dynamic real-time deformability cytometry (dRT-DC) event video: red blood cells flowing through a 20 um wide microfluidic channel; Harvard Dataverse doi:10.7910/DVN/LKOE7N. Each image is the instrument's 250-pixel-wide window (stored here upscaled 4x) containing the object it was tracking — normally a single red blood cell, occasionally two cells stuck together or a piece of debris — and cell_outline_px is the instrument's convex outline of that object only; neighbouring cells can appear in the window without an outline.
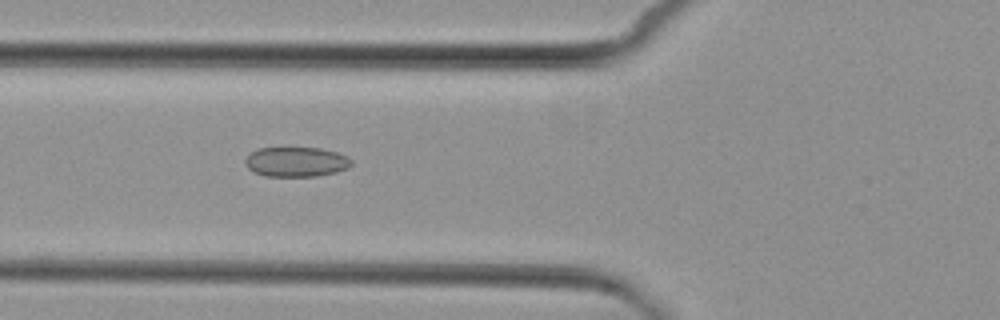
{"species": "common noctule bat (a hibernating species)", "species_latin": "Nyctalus noctula", "temperature_condition": "cold", "stored_images_in_passage": 8, "camera_frame_rate_fps": 3000, "um_per_image_px": 0.085, "animal": {"sex": "female", "body_mass_g": 29.2, "forearm_length_mm": 56.3}, "frame": {"image": 1, "passage_image": 4, "time_ms": 4.333, "image_size_px": [1000, 320], "cell_outline_px": [[352, 164], [348, 168], [336, 172], [316, 176], [264, 176], [248, 168], [244, 160], [252, 152], [260, 148], [320, 148], [336, 152], [348, 156], [352, 160]], "centroid_in_image_um": [25.21, 13.76], "position_along_channel_um": 100.6, "area_um2": 18.32}}
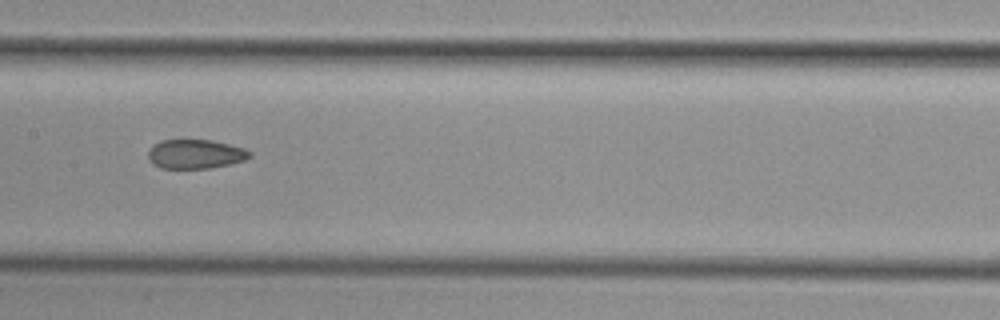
{"frame": {"image": 2, "passage_image": 6, "time_ms": 6.667, "image_size_px": [1000, 320], "cell_outline_px": [[252, 156], [244, 160], [228, 164], [208, 168], [160, 168], [152, 164], [148, 160], [148, 152], [152, 144], [160, 140], [212, 140], [244, 148], [252, 152]], "centroid_in_image_um": [16.57, 13.09], "position_along_channel_um": 190.8, "area_um2": 17.34}}
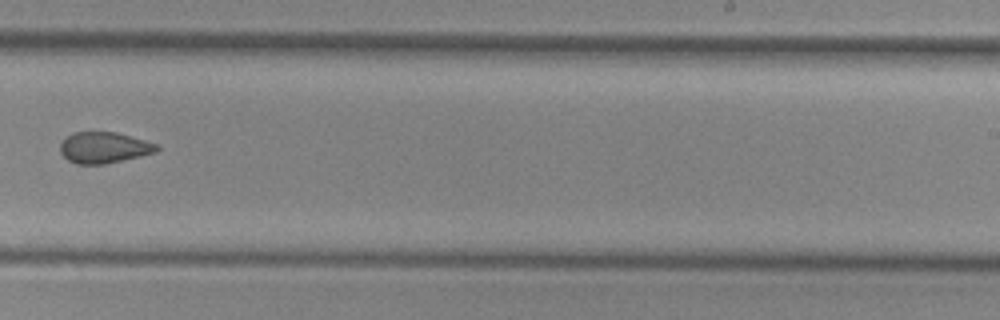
{"frame": {"image": 3, "passage_image": 8, "time_ms": 9.0, "image_size_px": [1000, 320], "cell_outline_px": [[160, 148], [156, 152], [140, 156], [104, 164], [76, 164], [68, 160], [60, 152], [60, 144], [72, 132], [116, 132], [144, 140], [156, 144]], "centroid_in_image_um": [8.82, 12.55], "position_along_channel_um": 280.2, "area_um2": 17.34}}